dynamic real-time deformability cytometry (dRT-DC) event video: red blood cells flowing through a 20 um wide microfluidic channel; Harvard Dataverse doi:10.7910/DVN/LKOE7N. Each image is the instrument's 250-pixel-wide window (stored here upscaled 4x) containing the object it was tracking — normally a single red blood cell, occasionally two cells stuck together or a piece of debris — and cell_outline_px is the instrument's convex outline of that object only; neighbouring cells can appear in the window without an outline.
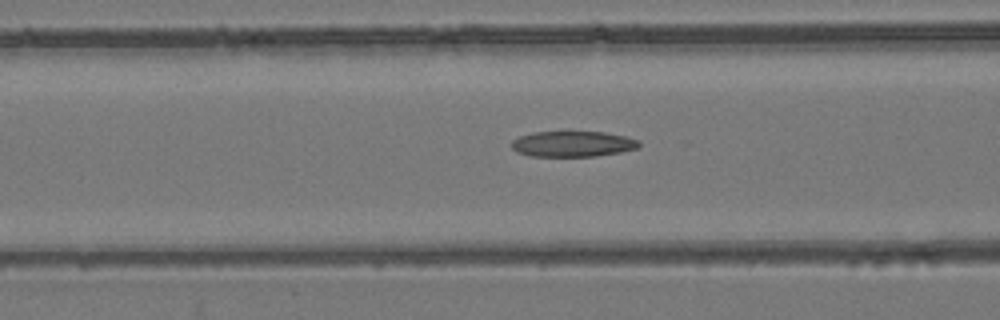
{"species": "common noctule bat (a hibernating species)", "species_latin": "Nyctalus noctula", "temperature_condition": "room temperature", "stored_images_in_passage": 45, "camera_frame_rate_fps": 3000, "um_per_image_px": 0.085, "animal": {"sex": "female", "body_mass_g": 24.6, "forearm_length_mm": 56.2}, "frame": {"image": 1, "passage_image": 13, "time_ms": 4.0, "image_size_px": [1000, 320], "cell_outline_px": [[640, 148], [620, 152], [596, 156], [528, 156], [516, 152], [512, 148], [512, 140], [520, 136], [532, 132], [604, 132], [624, 136], [640, 140]], "centroid_in_image_um": [48.69, 12.24], "position_along_channel_um": 117.9, "area_um2": 19.13}}
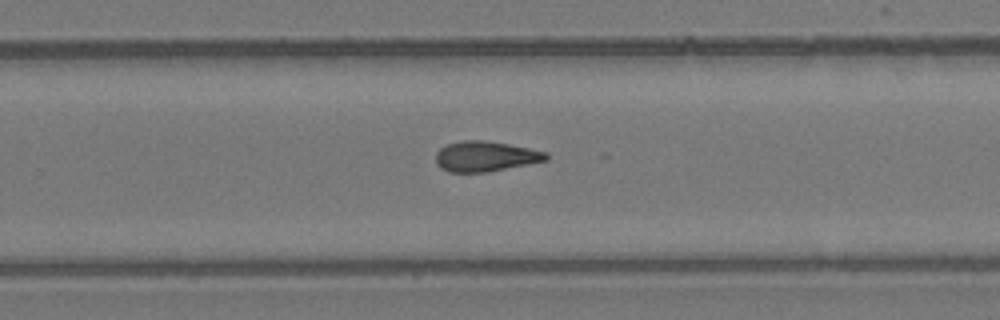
{"frame": {"image": 2, "passage_image": 26, "time_ms": 8.333, "image_size_px": [1000, 320], "cell_outline_px": [[548, 160], [488, 172], [448, 172], [440, 168], [436, 164], [436, 152], [440, 148], [448, 144], [464, 140], [484, 140], [508, 144], [548, 152]], "centroid_in_image_um": [41.25, 13.29], "position_along_channel_um": 288.6, "area_um2": 19.48}}
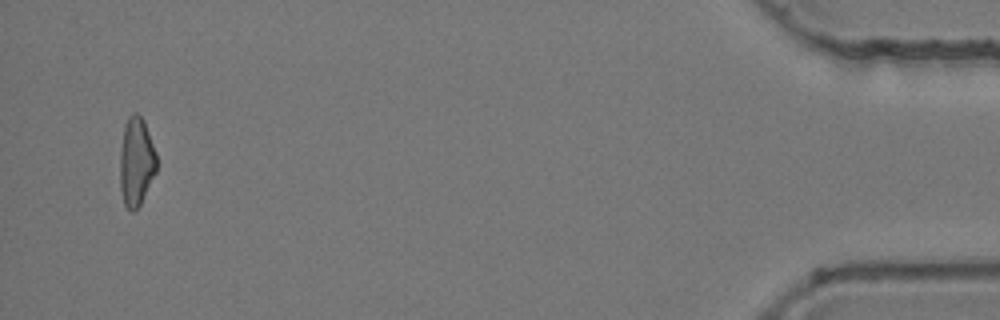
{"frame": {"image": 3, "passage_image": 43, "time_ms": 14.0, "image_size_px": [1000, 320], "cell_outline_px": [[156, 172], [140, 204], [132, 212], [124, 204], [120, 188], [120, 152], [124, 124], [128, 116], [132, 112], [136, 112], [144, 120], [156, 152]], "centroid_in_image_um": [11.57, 13.7], "position_along_channel_um": 423.6, "area_um2": 18.96}, "authors_computed_cell_mechanics": {"area_um2": 19.2474, "velocity_mm_per_s": 3.9402, "shape_relaxation_time_tau1_ms": null, "shape_relaxation_time_tau2_ms": 8.7793, "deformation_change_tau1": null, "deformation_change_tau2": 0.2147}}